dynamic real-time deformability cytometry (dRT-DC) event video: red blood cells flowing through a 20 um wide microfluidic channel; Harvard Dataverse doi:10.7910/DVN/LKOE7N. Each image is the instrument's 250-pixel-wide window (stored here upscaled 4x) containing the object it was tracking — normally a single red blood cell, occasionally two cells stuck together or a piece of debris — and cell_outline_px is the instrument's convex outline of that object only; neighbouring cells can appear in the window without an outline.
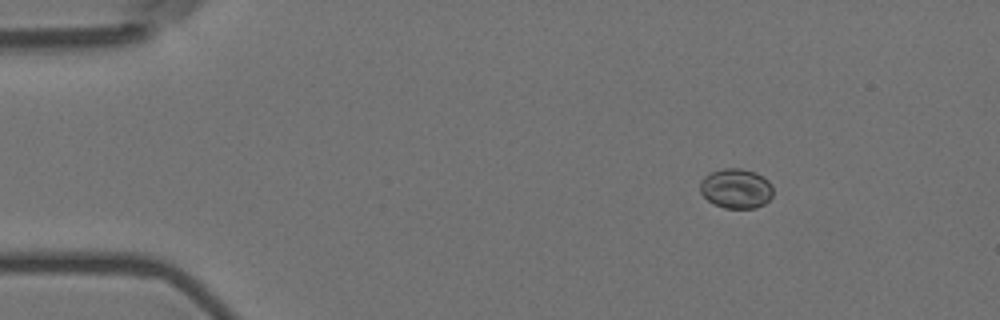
{"species": "Egyptian fruit bat (a non-hibernating species)", "species_latin": "Rousettus aegyptiacus", "temperature_condition": "room temperature", "stored_images_in_passage": 6, "camera_frame_rate_fps": 3000, "um_per_image_px": 0.085, "animal": {"sex": "female"}, "frame": {"image": 1, "passage_image": 3, "time_ms": 0.667, "image_size_px": [1000, 320], "cell_outline_px": [[772, 196], [764, 204], [756, 208], [724, 208], [708, 200], [700, 192], [700, 180], [704, 176], [712, 172], [724, 168], [740, 168], [756, 172], [768, 180], [772, 184]], "centroid_in_image_um": [62.57, 16.01], "position_along_channel_um": 22.4, "area_um2": 16.94}}